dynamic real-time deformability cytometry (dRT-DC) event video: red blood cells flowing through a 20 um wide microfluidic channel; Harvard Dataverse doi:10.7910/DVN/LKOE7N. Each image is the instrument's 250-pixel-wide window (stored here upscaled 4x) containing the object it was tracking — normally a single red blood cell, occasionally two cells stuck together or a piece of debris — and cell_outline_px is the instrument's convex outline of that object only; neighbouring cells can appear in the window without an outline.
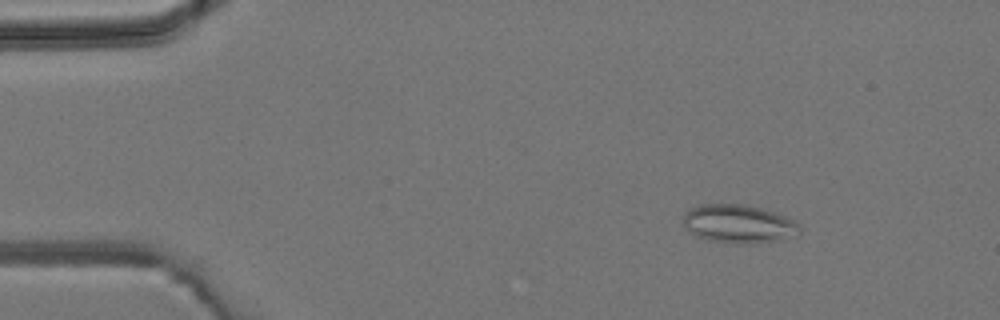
{"species": "common noctule bat (a hibernating species)", "species_latin": "Nyctalus noctula", "temperature_condition": "room temperature", "stored_images_in_passage": 3, "camera_frame_rate_fps": 3000, "um_per_image_px": 0.085, "animal": {"sex": "male", "body_mass_g": 19.2, "forearm_length_mm": 51.8}, "frame": {"image": 1, "passage_image": 1, "time_ms": 0.0, "image_size_px": [1000, 320], "cell_outline_px": [[800, 232], [796, 236], [776, 240], [752, 244], [736, 244], [708, 240], [696, 236], [684, 228], [684, 212], [688, 208], [696, 204], [744, 204], [776, 212], [800, 224]], "centroid_in_image_um": [62.75, 19.03], "position_along_channel_um": 22.3, "area_um2": 26.41}}